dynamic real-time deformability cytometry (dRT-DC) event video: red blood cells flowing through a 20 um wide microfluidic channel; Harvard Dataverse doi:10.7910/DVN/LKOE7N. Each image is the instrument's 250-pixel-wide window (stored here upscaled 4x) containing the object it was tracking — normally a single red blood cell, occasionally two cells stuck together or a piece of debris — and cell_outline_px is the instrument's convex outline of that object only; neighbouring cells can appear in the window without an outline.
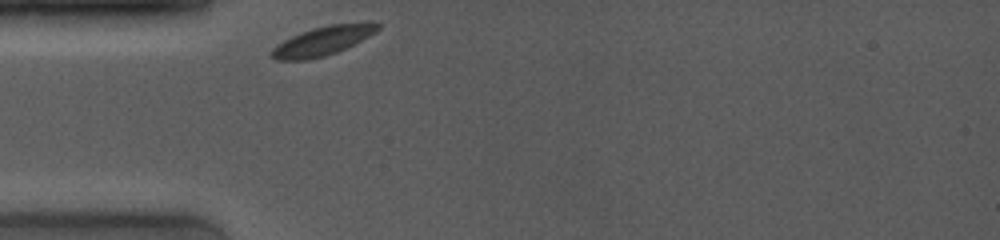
{"species": "common noctule bat (a hibernating species)", "species_latin": "Nyctalus noctula", "temperature_condition": "room temperature", "stored_images_in_passage": 1, "camera_frame_rate_fps": 4000, "um_per_image_px": 0.085, "animal": {"sex": "female", "body_mass_g": 19.0, "forearm_length_mm": 53.3}, "frame": {"image": 1, "passage_image": 1, "time_ms": 0.0, "image_size_px": [1000, 240], "cell_outline_px": [[380, 28], [376, 32], [336, 52], [324, 56], [304, 60], [276, 60], [268, 56], [272, 48], [276, 44], [300, 32], [312, 28], [328, 24], [380, 24]], "centroid_in_image_um": [27.3, 3.5], "position_along_channel_um": 57.7, "area_um2": 17.51}}